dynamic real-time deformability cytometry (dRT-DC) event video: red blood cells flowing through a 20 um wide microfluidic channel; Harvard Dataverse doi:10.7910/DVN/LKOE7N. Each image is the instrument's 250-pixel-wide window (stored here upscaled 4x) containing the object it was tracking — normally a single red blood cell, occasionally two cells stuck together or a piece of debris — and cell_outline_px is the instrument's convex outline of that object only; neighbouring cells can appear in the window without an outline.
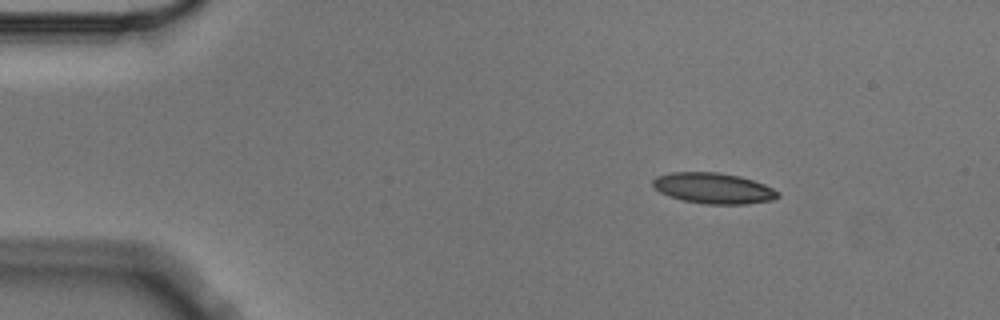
{"species": "Egyptian fruit bat (a non-hibernating species)", "species_latin": "Rousettus aegyptiacus", "temperature_condition": "cold", "stored_images_in_passage": 2, "camera_frame_rate_fps": 3000, "um_per_image_px": 0.085, "animal": {"sex": "male"}, "frame": {"image": 1, "passage_image": 1, "time_ms": 0.0, "image_size_px": [1000, 320], "cell_outline_px": [[780, 196], [772, 200], [748, 204], [704, 204], [680, 200], [668, 196], [660, 192], [652, 184], [652, 180], [656, 176], [672, 172], [720, 172], [740, 176], [764, 184], [780, 192]], "centroid_in_image_um": [60.64, 16.0], "position_along_channel_um": 24.4, "area_um2": 22.6}}